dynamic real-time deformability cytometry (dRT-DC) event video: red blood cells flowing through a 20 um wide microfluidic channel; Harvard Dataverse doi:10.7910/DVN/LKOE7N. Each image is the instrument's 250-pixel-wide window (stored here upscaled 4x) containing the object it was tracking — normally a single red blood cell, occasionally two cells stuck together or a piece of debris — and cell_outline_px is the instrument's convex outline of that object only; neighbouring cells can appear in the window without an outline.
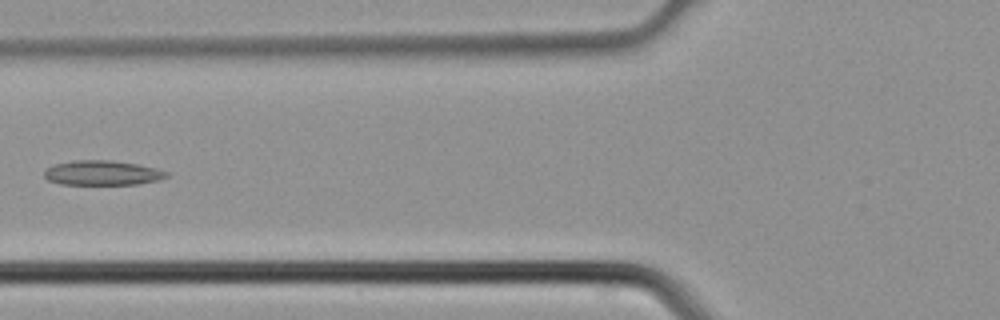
{"species": "common noctule bat (a hibernating species)", "species_latin": "Nyctalus noctula", "temperature_condition": "cold", "stored_images_in_passage": 4, "camera_frame_rate_fps": 3000, "um_per_image_px": 0.085, "animal": {"sex": "male", "body_mass_g": 21.5, "forearm_length_mm": 52.0}, "frame": {"image": 1, "passage_image": 4, "time_ms": 1.0, "image_size_px": [1000, 320], "cell_outline_px": [[168, 176], [156, 180], [136, 184], [60, 184], [48, 180], [44, 176], [44, 172], [48, 168], [56, 164], [76, 160], [112, 160], [136, 164], [156, 168], [168, 172]], "centroid_in_image_um": [8.69, 14.69], "position_along_channel_um": 117.1, "area_um2": 17.34}}